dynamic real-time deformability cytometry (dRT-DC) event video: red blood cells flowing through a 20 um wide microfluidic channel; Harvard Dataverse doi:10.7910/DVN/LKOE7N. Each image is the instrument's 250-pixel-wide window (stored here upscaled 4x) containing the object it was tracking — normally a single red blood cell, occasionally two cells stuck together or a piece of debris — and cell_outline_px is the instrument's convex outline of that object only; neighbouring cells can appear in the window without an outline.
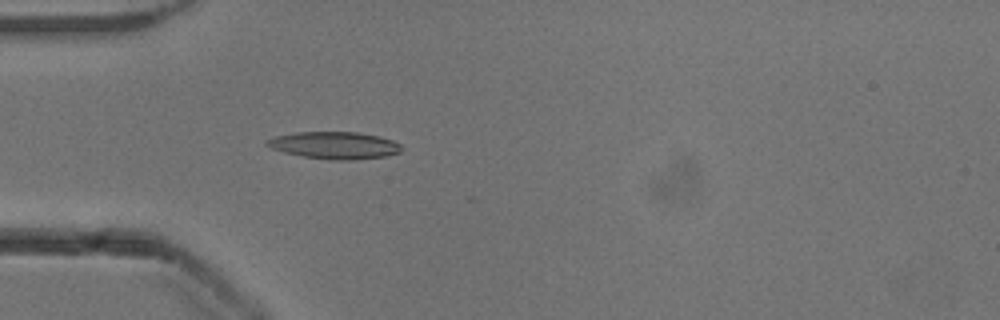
{"species": "common noctule bat (a hibernating species)", "species_latin": "Nyctalus noctula", "temperature_condition": "cold", "stored_images_in_passage": 22, "camera_frame_rate_fps": 3000, "um_per_image_px": 0.085, "animal": {"sex": "male", "body_mass_g": 13.3}, "frame": {"image": 1, "passage_image": 13, "time_ms": 4.0, "image_size_px": [1000, 320], "cell_outline_px": [[404, 148], [400, 152], [384, 156], [356, 160], [328, 160], [304, 156], [284, 152], [272, 148], [264, 144], [264, 140], [276, 136], [296, 132], [356, 132], [380, 136], [392, 140], [400, 144]], "centroid_in_image_um": [28.44, 12.35], "position_along_channel_um": 56.6, "area_um2": 21.39}}
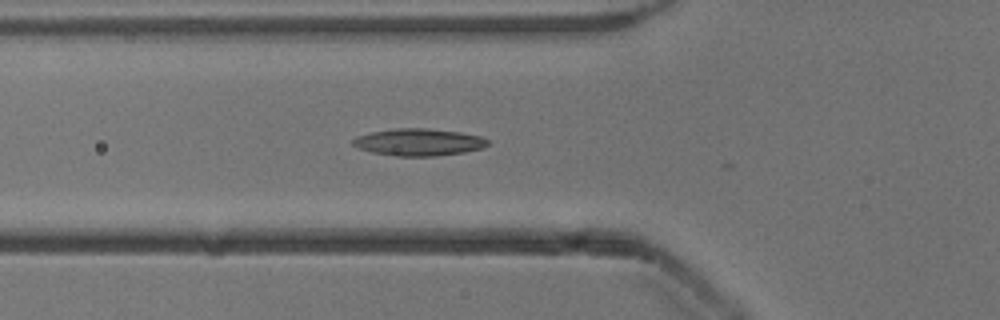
{"frame": {"image": 2, "passage_image": 16, "time_ms": 5.0, "image_size_px": [1000, 320], "cell_outline_px": [[488, 144], [480, 148], [464, 152], [436, 156], [400, 156], [372, 152], [356, 148], [352, 144], [352, 140], [356, 136], [372, 132], [396, 128], [424, 128], [460, 132], [480, 136], [488, 140]], "centroid_in_image_um": [35.55, 12.08], "position_along_channel_um": 90.2, "area_um2": 21.15}}
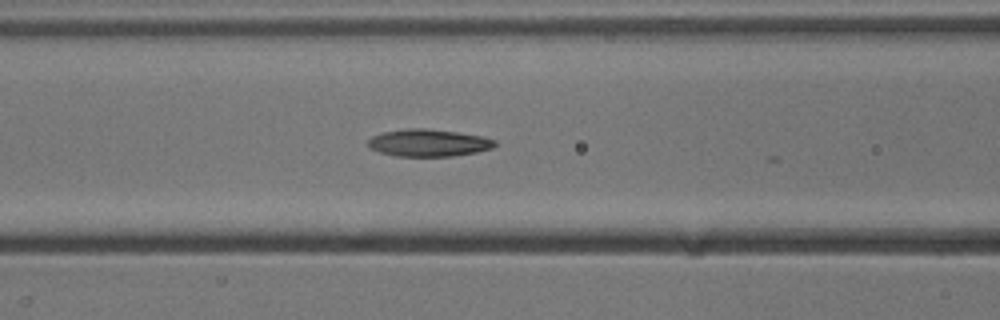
{"frame": {"image": 3, "passage_image": 19, "time_ms": 6.0, "image_size_px": [1000, 320], "cell_outline_px": [[496, 144], [492, 148], [476, 152], [452, 156], [396, 156], [380, 152], [368, 148], [368, 140], [372, 136], [384, 132], [408, 128], [428, 128], [484, 136], [496, 140]], "centroid_in_image_um": [36.42, 12.14], "position_along_channel_um": 130.2, "area_um2": 20.17}}